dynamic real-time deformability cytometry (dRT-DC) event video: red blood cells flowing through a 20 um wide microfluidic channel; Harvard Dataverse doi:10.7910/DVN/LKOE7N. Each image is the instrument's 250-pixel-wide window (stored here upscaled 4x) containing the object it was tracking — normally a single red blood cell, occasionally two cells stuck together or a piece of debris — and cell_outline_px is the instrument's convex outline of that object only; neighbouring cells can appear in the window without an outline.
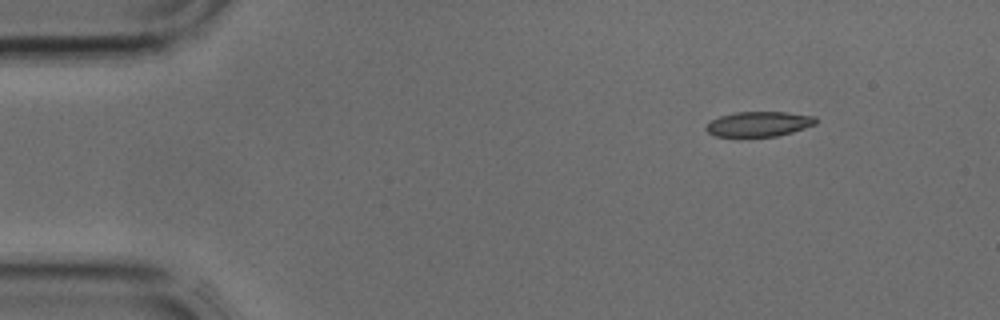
{"species": "common noctule bat (a hibernating species)", "species_latin": "Nyctalus noctula", "temperature_condition": "cold", "stored_images_in_passage": 4, "camera_frame_rate_fps": 3000, "um_per_image_px": 0.085, "animal": {"sex": "male", "body_mass_g": 17.9, "forearm_length_mm": 54.2}, "frame": {"image": 1, "passage_image": 1, "time_ms": 0.0, "image_size_px": [1000, 320], "cell_outline_px": [[820, 120], [816, 124], [792, 132], [776, 136], [716, 136], [708, 132], [704, 128], [712, 120], [720, 116], [736, 112], [788, 112], [816, 116]], "centroid_in_image_um": [64.56, 10.53], "position_along_channel_um": 20.4, "area_um2": 15.95}}
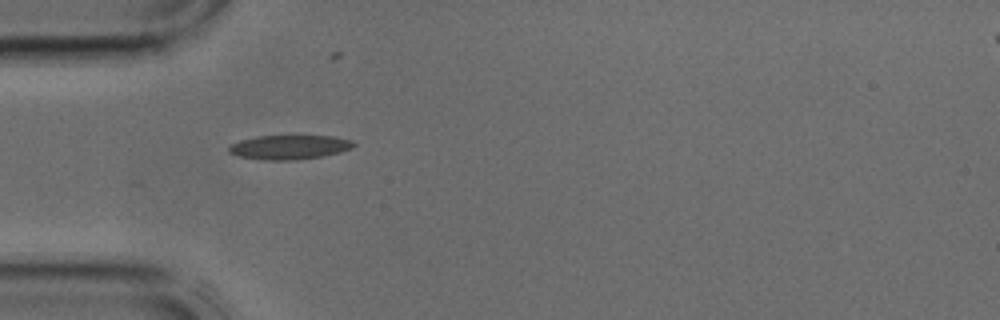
{"frame": {"image": 2, "passage_image": 3, "time_ms": 0.667, "image_size_px": [1000, 320], "cell_outline_px": [[356, 144], [352, 148], [340, 152], [324, 156], [296, 160], [260, 160], [240, 156], [228, 152], [228, 144], [240, 140], [256, 136], [336, 136], [352, 140]], "centroid_in_image_um": [24.59, 12.51], "position_along_channel_um": 60.4, "area_um2": 17.86}}